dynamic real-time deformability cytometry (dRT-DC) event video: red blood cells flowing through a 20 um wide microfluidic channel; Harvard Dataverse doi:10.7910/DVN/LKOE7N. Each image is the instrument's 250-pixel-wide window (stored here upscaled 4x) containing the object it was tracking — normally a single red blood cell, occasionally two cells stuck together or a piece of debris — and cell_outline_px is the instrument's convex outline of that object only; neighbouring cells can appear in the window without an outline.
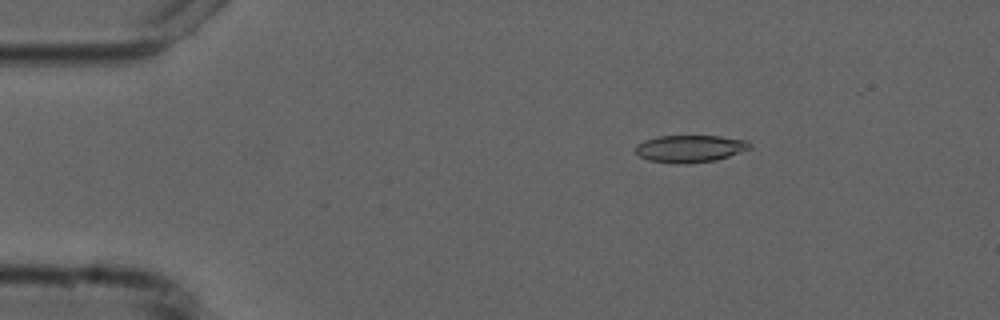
{"species": "common noctule bat (a hibernating species)", "species_latin": "Nyctalus noctula", "temperature_condition": "cold", "stored_images_in_passage": 4, "camera_frame_rate_fps": 3000, "um_per_image_px": 0.085, "animal": {"sex": "male", "forearm_length_mm": 52.5}, "frame": {"image": 1, "passage_image": 1, "time_ms": 0.0, "image_size_px": [1000, 320], "cell_outline_px": [[748, 148], [728, 156], [716, 160], [688, 164], [676, 164], [648, 160], [640, 156], [636, 152], [636, 144], [644, 140], [660, 136], [720, 136], [748, 140]], "centroid_in_image_um": [58.59, 12.64], "position_along_channel_um": 26.4, "area_um2": 17.98}}